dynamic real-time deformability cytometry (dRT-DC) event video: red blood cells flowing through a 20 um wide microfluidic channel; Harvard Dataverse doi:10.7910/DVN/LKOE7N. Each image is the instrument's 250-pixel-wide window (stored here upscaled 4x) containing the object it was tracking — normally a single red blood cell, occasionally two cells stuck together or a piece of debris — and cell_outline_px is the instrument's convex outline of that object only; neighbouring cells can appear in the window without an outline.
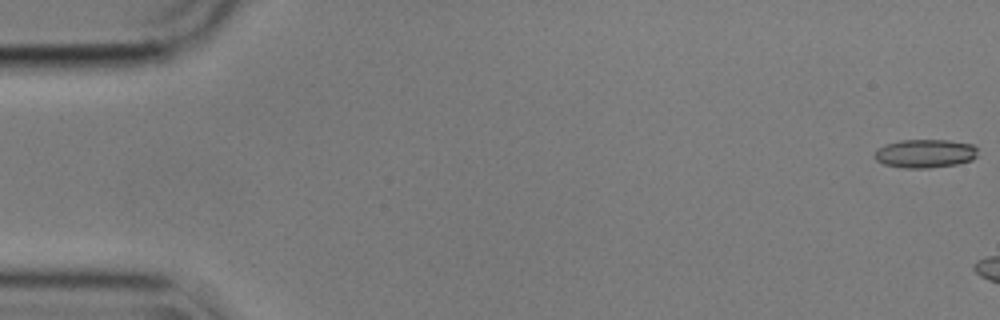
{"species": "common noctule bat (a hibernating species)", "species_latin": "Nyctalus noctula", "temperature_condition": "cold", "stored_images_in_passage": 7, "camera_frame_rate_fps": 3000, "um_per_image_px": 0.085, "animal": {"sex": "male", "body_mass_g": 17.9}, "frame": {"image": 1, "passage_image": 1, "time_ms": 0.0, "image_size_px": [1000, 320], "cell_outline_px": [[976, 156], [972, 160], [956, 164], [928, 168], [904, 168], [884, 164], [876, 160], [872, 156], [876, 148], [884, 144], [900, 140], [948, 140], [972, 144], [976, 148]], "centroid_in_image_um": [78.57, 13.04], "position_along_channel_um": 6.4, "area_um2": 17.28}}